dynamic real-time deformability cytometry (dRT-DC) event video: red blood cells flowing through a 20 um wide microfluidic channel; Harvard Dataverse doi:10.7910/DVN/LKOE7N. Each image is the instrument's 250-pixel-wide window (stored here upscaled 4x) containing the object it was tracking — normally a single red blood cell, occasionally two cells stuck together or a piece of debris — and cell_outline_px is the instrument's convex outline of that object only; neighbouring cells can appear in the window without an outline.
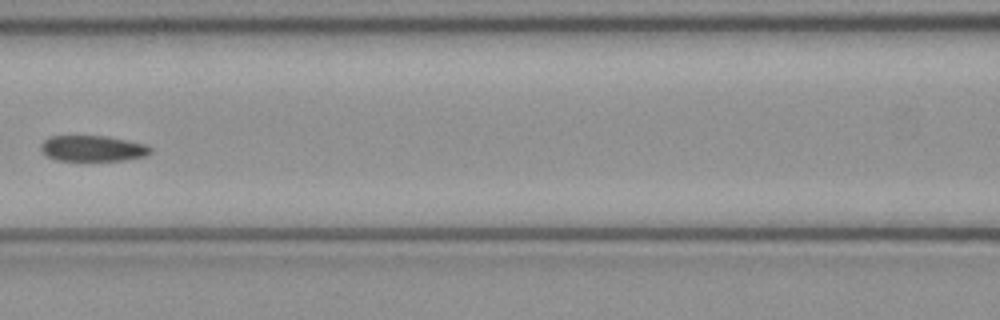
{"species": "common noctule bat (a hibernating species)", "species_latin": "Nyctalus noctula", "temperature_condition": "cold", "stored_images_in_passage": 6, "camera_frame_rate_fps": 3000, "um_per_image_px": 0.085, "animal": {"sex": "female", "body_mass_g": 21.9}, "frame": {"image": 1, "passage_image": 6, "time_ms": 1.667, "image_size_px": [1000, 320], "cell_outline_px": [[152, 152], [144, 156], [124, 160], [56, 160], [48, 156], [40, 148], [40, 144], [48, 136], [104, 136], [144, 144], [152, 148]], "centroid_in_image_um": [7.85, 12.61], "position_along_channel_um": 158.7, "area_um2": 16.24}}